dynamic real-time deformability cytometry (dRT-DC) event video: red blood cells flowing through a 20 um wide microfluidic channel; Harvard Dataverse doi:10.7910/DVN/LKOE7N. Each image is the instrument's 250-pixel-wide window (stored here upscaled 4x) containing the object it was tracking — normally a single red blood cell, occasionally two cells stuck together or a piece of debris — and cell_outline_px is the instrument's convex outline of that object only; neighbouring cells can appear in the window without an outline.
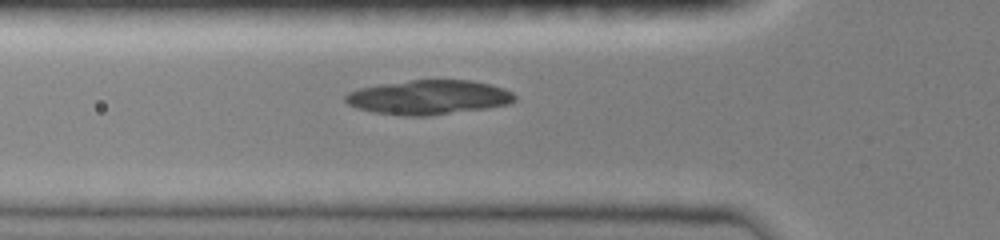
{"species": "common noctule bat (a hibernating species)", "species_latin": "Nyctalus noctula", "temperature_condition": "room temperature", "stored_images_in_passage": 5, "camera_frame_rate_fps": 3000, "um_per_image_px": 0.085, "animal": {"sex": "female", "body_mass_g": 19.0, "forearm_length_mm": 51.5}, "frame": {"image": 1, "passage_image": 2, "time_ms": 0.333, "image_size_px": [1000, 240], "cell_outline_px": [[516, 100], [508, 104], [488, 108], [428, 116], [400, 116], [376, 112], [356, 108], [348, 104], [344, 100], [344, 96], [348, 92], [360, 88], [380, 84], [412, 80], [468, 80], [492, 84], [504, 88], [512, 92], [516, 96]], "centroid_in_image_um": [36.44, 8.27], "position_along_channel_um": 89.4, "area_um2": 34.1}}